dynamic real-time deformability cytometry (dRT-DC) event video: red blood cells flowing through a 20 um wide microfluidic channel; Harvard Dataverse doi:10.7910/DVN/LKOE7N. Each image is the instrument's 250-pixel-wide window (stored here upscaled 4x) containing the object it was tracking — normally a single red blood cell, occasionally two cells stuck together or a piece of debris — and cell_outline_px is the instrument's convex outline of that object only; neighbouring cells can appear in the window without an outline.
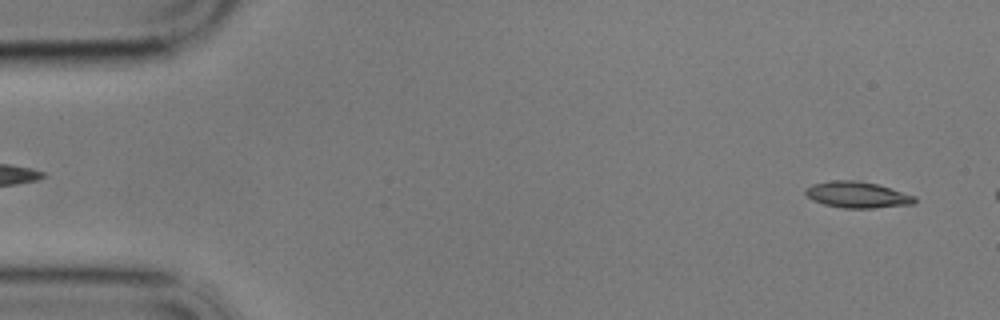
{"species": "common noctule bat (a hibernating species)", "species_latin": "Nyctalus noctula", "temperature_condition": "cold", "stored_images_in_passage": 8, "camera_frame_rate_fps": 3000, "um_per_image_px": 0.085, "animal": {"sex": "male", "body_mass_g": 17.9}, "frame": {"image": 1, "passage_image": 2, "time_ms": 0.333, "image_size_px": [1000, 320], "cell_outline_px": [[916, 200], [912, 204], [872, 208], [844, 208], [824, 204], [812, 200], [804, 192], [804, 188], [812, 184], [828, 180], [856, 180], [876, 184], [916, 196]], "centroid_in_image_um": [72.82, 16.54], "position_along_channel_um": 12.2, "area_um2": 16.65}}